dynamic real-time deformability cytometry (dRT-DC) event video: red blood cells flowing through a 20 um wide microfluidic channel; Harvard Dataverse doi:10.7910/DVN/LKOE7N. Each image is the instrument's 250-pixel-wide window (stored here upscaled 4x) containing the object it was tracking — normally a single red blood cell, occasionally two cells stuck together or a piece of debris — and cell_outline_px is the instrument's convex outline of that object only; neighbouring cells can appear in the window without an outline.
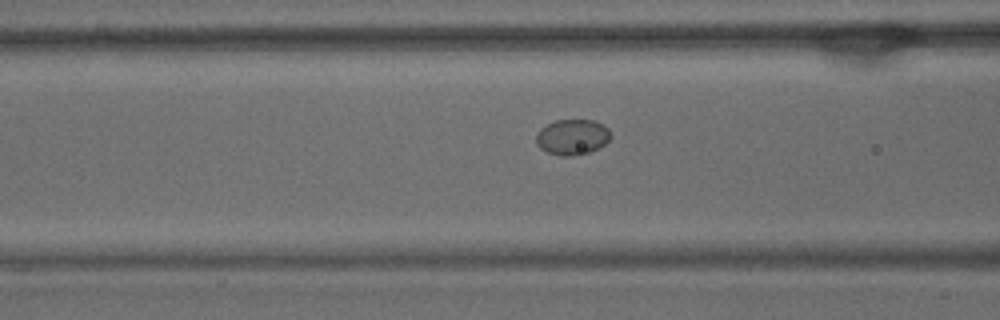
{"species": "common noctule bat (a hibernating species)", "species_latin": "Nyctalus noctula", "temperature_condition": "warm", "stored_images_in_passage": 18, "camera_frame_rate_fps": 3000, "um_per_image_px": 0.085, "animal": {"sex": "male", "body_mass_g": 15.6}, "frame": {"image": 1, "passage_image": 16, "time_ms": 5.0, "image_size_px": [1000, 320], "cell_outline_px": [[612, 136], [600, 148], [588, 152], [572, 156], [560, 156], [548, 152], [540, 148], [536, 144], [536, 132], [540, 128], [556, 120], [592, 120], [604, 124], [608, 128]], "centroid_in_image_um": [48.64, 11.64], "position_along_channel_um": 118.0, "area_um2": 15.55}}